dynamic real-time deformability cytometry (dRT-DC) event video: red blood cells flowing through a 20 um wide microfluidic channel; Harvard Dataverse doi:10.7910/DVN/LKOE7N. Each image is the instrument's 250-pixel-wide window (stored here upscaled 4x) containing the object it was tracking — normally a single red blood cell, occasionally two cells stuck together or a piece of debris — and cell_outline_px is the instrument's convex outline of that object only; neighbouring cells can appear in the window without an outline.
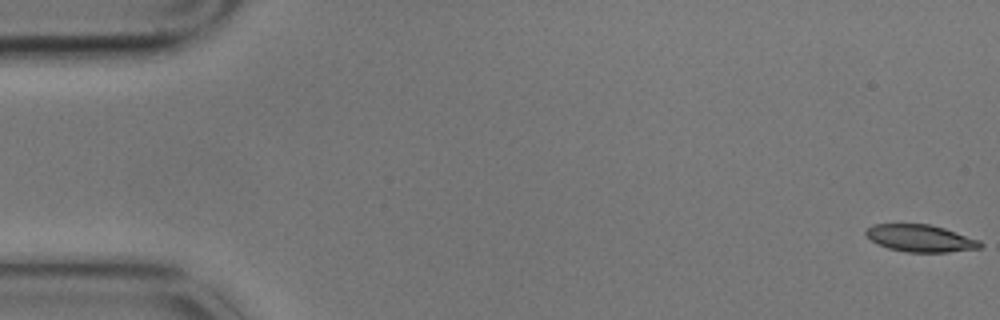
{"species": "common noctule bat (a hibernating species)", "species_latin": "Nyctalus noctula", "temperature_condition": "cold", "stored_images_in_passage": 5, "camera_frame_rate_fps": 3000, "um_per_image_px": 0.085, "animal": {"sex": "male", "body_mass_g": 17.9}, "frame": {"image": 1, "passage_image": 1, "time_ms": 0.0, "image_size_px": [1000, 320], "cell_outline_px": [[984, 244], [980, 248], [948, 252], [908, 252], [888, 248], [872, 240], [864, 232], [872, 224], [928, 224], [944, 228], [980, 240]], "centroid_in_image_um": [78.27, 20.25], "position_along_channel_um": 6.7, "area_um2": 17.92}}
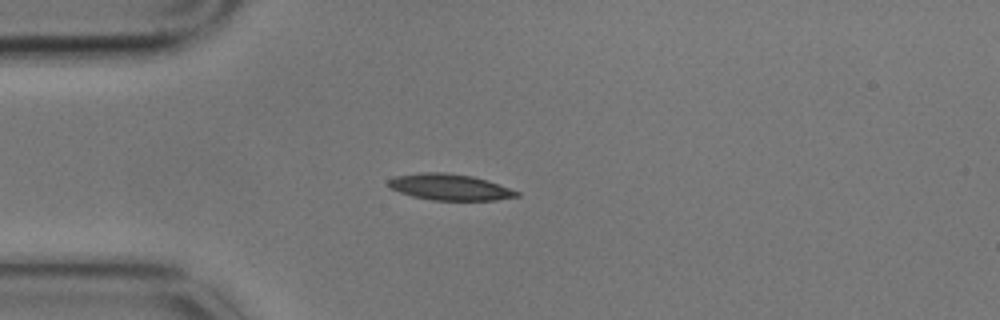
{"frame": {"image": 2, "passage_image": 5, "time_ms": 1.333, "image_size_px": [1000, 320], "cell_outline_px": [[520, 196], [496, 200], [432, 200], [412, 196], [400, 192], [384, 184], [388, 180], [396, 176], [424, 172], [444, 172], [472, 176], [488, 180], [520, 192]], "centroid_in_image_um": [38.23, 15.9], "position_along_channel_um": 46.8, "area_um2": 19.59}}